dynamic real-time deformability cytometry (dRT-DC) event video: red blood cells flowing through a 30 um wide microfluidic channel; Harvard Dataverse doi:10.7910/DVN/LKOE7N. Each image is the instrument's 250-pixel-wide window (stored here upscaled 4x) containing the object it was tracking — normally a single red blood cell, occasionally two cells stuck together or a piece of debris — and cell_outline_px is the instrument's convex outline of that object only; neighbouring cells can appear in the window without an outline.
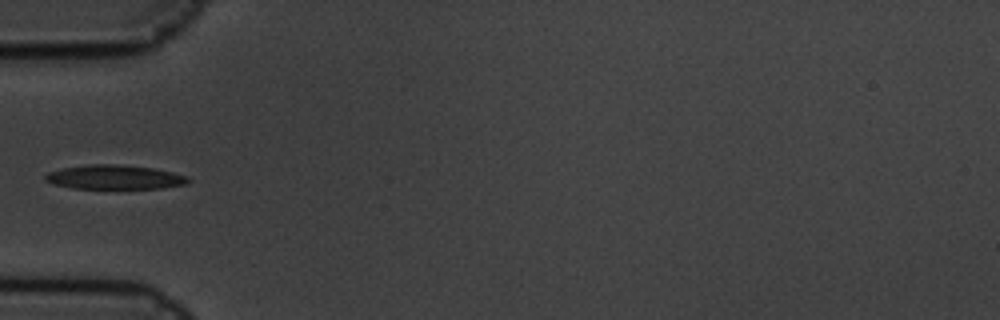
{"species": "common noctule bat (a hibernating species)", "species_latin": "Nyctalus noctula", "temperature_condition": "cold", "stored_images_in_passage": 11, "camera_frame_rate_fps": 3000, "um_per_image_px": 0.085, "animal": {"sex": "male", "body_mass_g": 19.5, "forearm_length_mm": 54.6}, "frame": {"image": 1, "passage_image": 5, "time_ms": 1.333, "image_size_px": [1000, 320], "cell_outline_px": [[192, 180], [188, 184], [160, 188], [72, 188], [56, 184], [44, 180], [44, 176], [48, 172], [64, 168], [92, 164], [112, 164], [152, 168], [172, 172], [188, 176]], "centroid_in_image_um": [9.78, 15.06], "position_along_channel_um": 75.2, "area_um2": 19.94}}
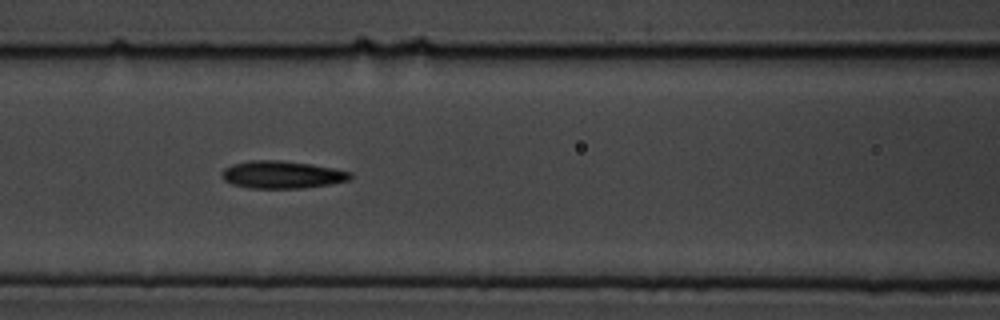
{"frame": {"image": 2, "passage_image": 7, "time_ms": 2.0, "image_size_px": [1000, 320], "cell_outline_px": [[352, 176], [348, 180], [332, 184], [304, 188], [248, 188], [232, 184], [224, 180], [220, 176], [220, 172], [224, 168], [232, 164], [248, 160], [280, 160], [312, 164], [352, 172]], "centroid_in_image_um": [23.93, 14.84], "position_along_channel_um": 142.7, "area_um2": 20.81}}
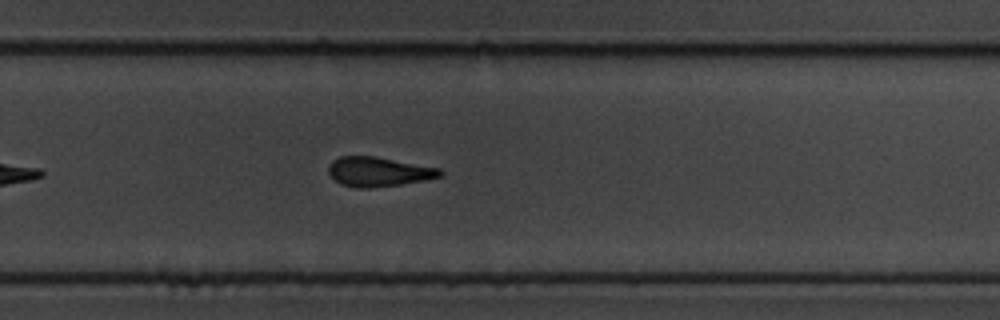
{"frame": {"image": 3, "passage_image": 11, "time_ms": 3.333, "image_size_px": [1000, 320], "cell_outline_px": [[444, 172], [440, 176], [424, 180], [400, 184], [368, 188], [356, 188], [340, 184], [328, 172], [328, 164], [332, 160], [340, 156], [376, 156], [440, 168]], "centroid_in_image_um": [32.15, 14.58], "position_along_channel_um": 297.6, "area_um2": 19.19}}